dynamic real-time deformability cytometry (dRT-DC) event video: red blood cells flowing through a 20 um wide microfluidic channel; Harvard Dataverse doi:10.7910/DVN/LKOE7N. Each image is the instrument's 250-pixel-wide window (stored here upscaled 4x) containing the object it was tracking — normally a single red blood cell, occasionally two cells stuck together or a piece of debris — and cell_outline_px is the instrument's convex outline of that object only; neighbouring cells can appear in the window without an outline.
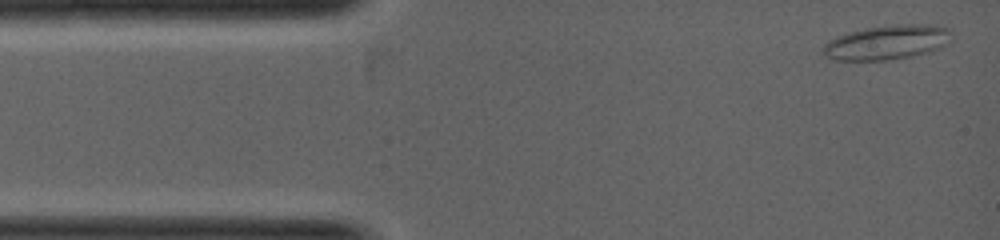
{"species": "common noctule bat (a hibernating species)", "species_latin": "Nyctalus noctula", "temperature_condition": "warm", "stored_images_in_passage": 18, "camera_frame_rate_fps": 5000, "um_per_image_px": 0.085, "animal": {"sex": "female", "body_mass_g": 19.0, "forearm_length_mm": 53.3}, "frame": {"image": 1, "passage_image": 1, "time_ms": 0.0, "image_size_px": [1000, 240], "cell_outline_px": [[952, 40], [948, 44], [932, 52], [912, 56], [884, 60], [832, 60], [824, 56], [820, 52], [824, 44], [828, 40], [836, 36], [848, 32], [864, 28], [896, 24], [936, 24], [952, 28]], "centroid_in_image_um": [75.44, 3.59], "position_along_channel_um": 9.6, "area_um2": 26.59}}
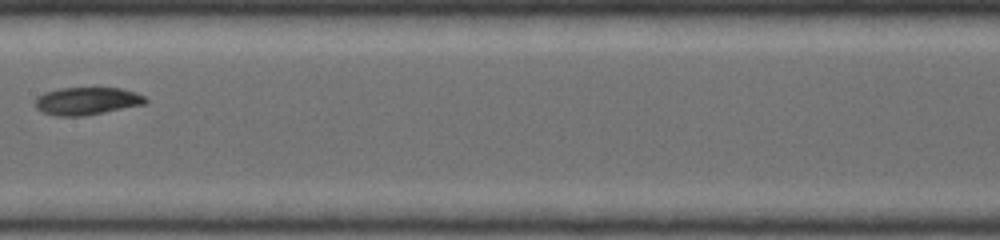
{"frame": {"image": 2, "passage_image": 11, "time_ms": 3.2, "image_size_px": [1000, 240], "cell_outline_px": [[148, 100], [144, 104], [84, 116], [56, 116], [40, 112], [36, 108], [36, 100], [44, 92], [60, 88], [120, 88], [136, 92], [144, 96]], "centroid_in_image_um": [7.38, 8.59], "position_along_channel_um": 200.0, "area_um2": 17.69}}
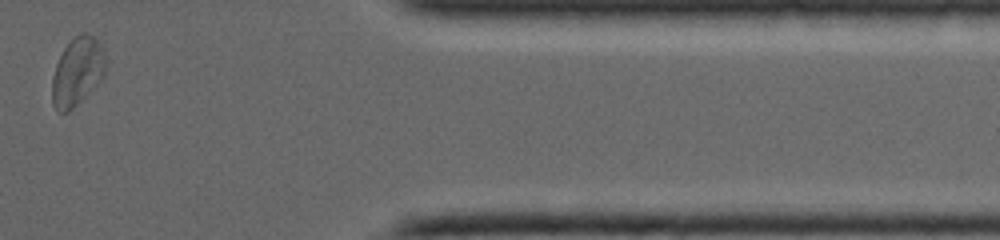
{"frame": {"image": 3, "passage_image": 18, "time_ms": 6.0, "image_size_px": [1000, 240], "cell_outline_px": [[104, 72], [100, 80], [68, 112], [60, 112], [52, 104], [52, 76], [56, 64], [64, 48], [76, 36], [84, 32], [100, 40], [104, 56]], "centroid_in_image_um": [6.55, 6.07], "position_along_channel_um": 404.9, "area_um2": 20.69}}